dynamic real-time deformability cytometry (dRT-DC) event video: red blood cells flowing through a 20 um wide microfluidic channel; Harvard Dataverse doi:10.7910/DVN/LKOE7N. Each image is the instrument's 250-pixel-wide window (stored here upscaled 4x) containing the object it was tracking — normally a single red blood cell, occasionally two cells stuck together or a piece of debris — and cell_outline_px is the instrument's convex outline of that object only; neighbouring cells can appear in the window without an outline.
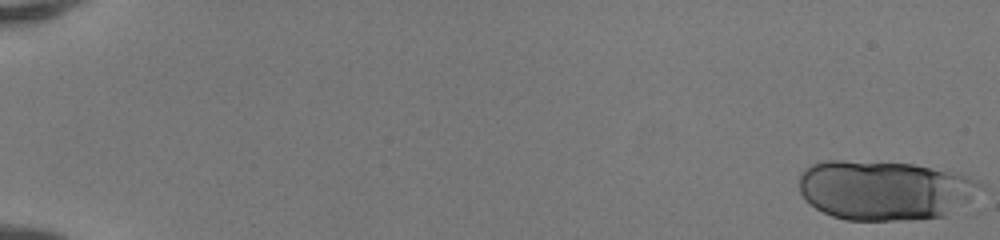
{"species": "human", "species_latin": "Homo sapiens", "temperature_condition": "room temperature", "stored_images_in_passage": 51, "camera_frame_rate_fps": 3000, "um_per_image_px": 0.085, "donor": {"sex": "female"}, "frame": {"image": 1, "passage_image": 1, "time_ms": 0.0, "image_size_px": [1000, 240], "cell_outline_px": [[980, 184], [968, 200], [944, 216], [900, 220], [844, 220], [832, 216], [816, 208], [804, 200], [800, 192], [800, 176], [804, 168], [808, 164], [824, 160], [844, 160], [916, 164], [964, 172], [980, 180]], "centroid_in_image_um": [75.15, 16.13], "position_along_channel_um": 9.8, "area_um2": 63.29}}
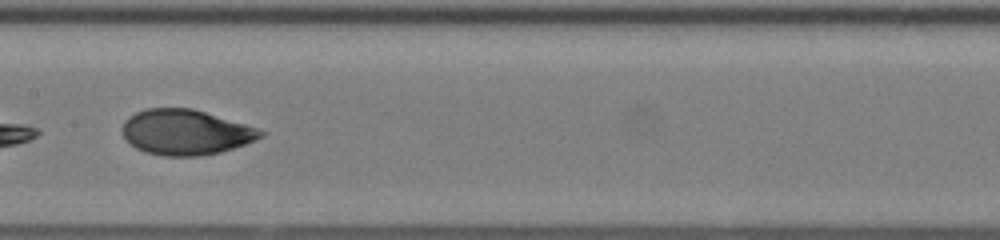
{"frame": {"image": 2, "passage_image": 29, "time_ms": 9.333, "image_size_px": [1000, 240], "cell_outline_px": [[268, 132], [264, 136], [256, 140], [220, 152], [200, 156], [164, 156], [144, 152], [136, 148], [120, 132], [120, 128], [124, 120], [128, 116], [144, 108], [192, 108], [244, 124]], "centroid_in_image_um": [15.74, 11.24], "position_along_channel_um": 191.7, "area_um2": 36.59}}
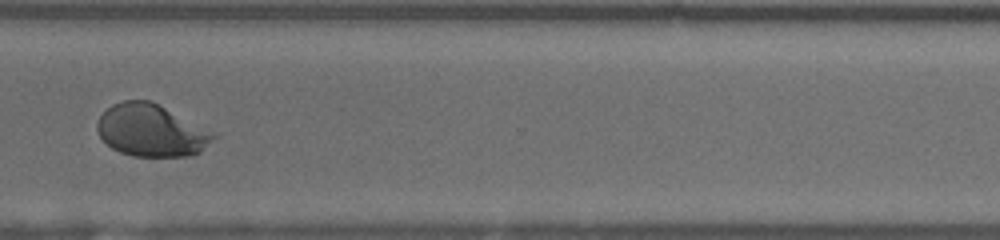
{"frame": {"image": 3, "passage_image": 41, "time_ms": 13.333, "image_size_px": [1000, 240], "cell_outline_px": [[220, 132], [200, 152], [188, 156], [132, 156], [120, 152], [112, 148], [100, 136], [96, 128], [96, 124], [100, 116], [112, 104], [124, 100], [148, 100]], "centroid_in_image_um": [12.91, 11.08], "position_along_channel_um": 357.7, "area_um2": 35.6}, "authors_computed_cell_mechanics": {"area_um2": 37.1654, "velocity_mm_per_s": 4.165, "shape_relaxation_time_tau1_ms": 4.5243, "shape_relaxation_time_tau2_ms": null, "deformation_change_tau1": 0.2042, "deformation_change_tau2": null}}